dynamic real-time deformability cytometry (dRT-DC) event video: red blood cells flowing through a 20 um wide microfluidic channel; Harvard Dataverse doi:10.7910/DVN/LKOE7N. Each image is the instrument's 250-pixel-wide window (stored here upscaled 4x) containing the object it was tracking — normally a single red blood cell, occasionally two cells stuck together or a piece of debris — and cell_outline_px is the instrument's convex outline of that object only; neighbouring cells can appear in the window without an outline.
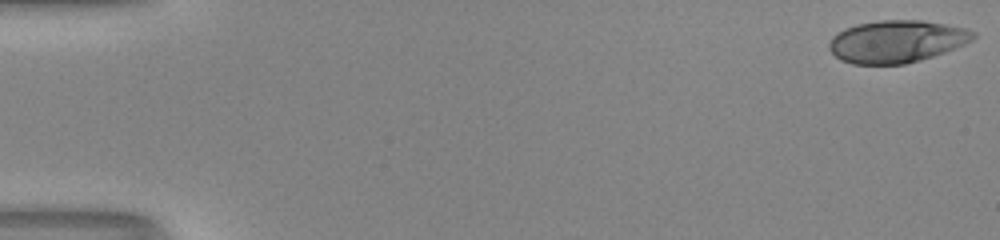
{"species": "human", "species_latin": "Homo sapiens", "temperature_condition": "room temperature", "stored_images_in_passage": 10, "camera_frame_rate_fps": 3000, "um_per_image_px": 0.085, "donor": {"sex": "male"}, "frame": {"image": 1, "passage_image": 1, "time_ms": 0.0, "image_size_px": [1000, 240], "cell_outline_px": [[976, 36], [972, 40], [956, 48], [920, 60], [904, 64], [852, 64], [840, 60], [828, 48], [828, 44], [832, 36], [844, 28], [856, 24], [880, 20], [920, 20], [968, 28], [976, 32]], "centroid_in_image_um": [76.21, 3.52], "position_along_channel_um": 8.8, "area_um2": 35.66}}